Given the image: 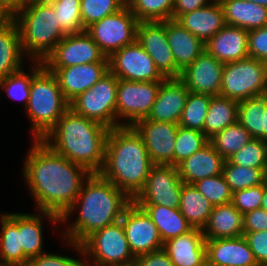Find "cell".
<instances>
[{
  "instance_id": "cell-1",
  "label": "cell",
  "mask_w": 267,
  "mask_h": 266,
  "mask_svg": "<svg viewBox=\"0 0 267 266\" xmlns=\"http://www.w3.org/2000/svg\"><path fill=\"white\" fill-rule=\"evenodd\" d=\"M31 144L22 168L29 195L36 211L51 212L61 218L92 173L57 154L41 140H32Z\"/></svg>"
},
{
  "instance_id": "cell-2",
  "label": "cell",
  "mask_w": 267,
  "mask_h": 266,
  "mask_svg": "<svg viewBox=\"0 0 267 266\" xmlns=\"http://www.w3.org/2000/svg\"><path fill=\"white\" fill-rule=\"evenodd\" d=\"M132 202L113 183L98 173H92L84 182L73 205L60 218L61 225L69 224L65 230H61L60 235L65 240L81 244L93 232L119 221ZM73 213L77 216L71 223L69 219Z\"/></svg>"
},
{
  "instance_id": "cell-3",
  "label": "cell",
  "mask_w": 267,
  "mask_h": 266,
  "mask_svg": "<svg viewBox=\"0 0 267 266\" xmlns=\"http://www.w3.org/2000/svg\"><path fill=\"white\" fill-rule=\"evenodd\" d=\"M154 166L143 138L133 126L109 130L104 163L98 174L122 190L132 201L143 190Z\"/></svg>"
},
{
  "instance_id": "cell-4",
  "label": "cell",
  "mask_w": 267,
  "mask_h": 266,
  "mask_svg": "<svg viewBox=\"0 0 267 266\" xmlns=\"http://www.w3.org/2000/svg\"><path fill=\"white\" fill-rule=\"evenodd\" d=\"M109 130L69 108L41 141L71 162L98 173L104 163Z\"/></svg>"
},
{
  "instance_id": "cell-5",
  "label": "cell",
  "mask_w": 267,
  "mask_h": 266,
  "mask_svg": "<svg viewBox=\"0 0 267 266\" xmlns=\"http://www.w3.org/2000/svg\"><path fill=\"white\" fill-rule=\"evenodd\" d=\"M11 19L17 25L22 51L31 62L44 61L66 36L47 0L23 5Z\"/></svg>"
},
{
  "instance_id": "cell-6",
  "label": "cell",
  "mask_w": 267,
  "mask_h": 266,
  "mask_svg": "<svg viewBox=\"0 0 267 266\" xmlns=\"http://www.w3.org/2000/svg\"><path fill=\"white\" fill-rule=\"evenodd\" d=\"M69 108L55 75L43 65L32 76L24 110L31 123L32 139L42 140Z\"/></svg>"
},
{
  "instance_id": "cell-7",
  "label": "cell",
  "mask_w": 267,
  "mask_h": 266,
  "mask_svg": "<svg viewBox=\"0 0 267 266\" xmlns=\"http://www.w3.org/2000/svg\"><path fill=\"white\" fill-rule=\"evenodd\" d=\"M81 246L85 266L132 264L135 259L121 220L93 232Z\"/></svg>"
},
{
  "instance_id": "cell-8",
  "label": "cell",
  "mask_w": 267,
  "mask_h": 266,
  "mask_svg": "<svg viewBox=\"0 0 267 266\" xmlns=\"http://www.w3.org/2000/svg\"><path fill=\"white\" fill-rule=\"evenodd\" d=\"M267 94V64L246 58L223 65L221 96L237 102Z\"/></svg>"
},
{
  "instance_id": "cell-9",
  "label": "cell",
  "mask_w": 267,
  "mask_h": 266,
  "mask_svg": "<svg viewBox=\"0 0 267 266\" xmlns=\"http://www.w3.org/2000/svg\"><path fill=\"white\" fill-rule=\"evenodd\" d=\"M118 78L110 71L69 103L70 109L112 129L116 127Z\"/></svg>"
},
{
  "instance_id": "cell-10",
  "label": "cell",
  "mask_w": 267,
  "mask_h": 266,
  "mask_svg": "<svg viewBox=\"0 0 267 266\" xmlns=\"http://www.w3.org/2000/svg\"><path fill=\"white\" fill-rule=\"evenodd\" d=\"M163 81H127L118 79L116 127L133 126L147 118Z\"/></svg>"
},
{
  "instance_id": "cell-11",
  "label": "cell",
  "mask_w": 267,
  "mask_h": 266,
  "mask_svg": "<svg viewBox=\"0 0 267 266\" xmlns=\"http://www.w3.org/2000/svg\"><path fill=\"white\" fill-rule=\"evenodd\" d=\"M138 24L126 4L117 12L92 23L85 31L109 58L114 52L136 41Z\"/></svg>"
},
{
  "instance_id": "cell-12",
  "label": "cell",
  "mask_w": 267,
  "mask_h": 266,
  "mask_svg": "<svg viewBox=\"0 0 267 266\" xmlns=\"http://www.w3.org/2000/svg\"><path fill=\"white\" fill-rule=\"evenodd\" d=\"M182 183L176 166L154 165L143 190L133 202L136 205L179 208Z\"/></svg>"
},
{
  "instance_id": "cell-13",
  "label": "cell",
  "mask_w": 267,
  "mask_h": 266,
  "mask_svg": "<svg viewBox=\"0 0 267 266\" xmlns=\"http://www.w3.org/2000/svg\"><path fill=\"white\" fill-rule=\"evenodd\" d=\"M108 59L109 71L118 79L142 82L166 79L137 40L114 52Z\"/></svg>"
},
{
  "instance_id": "cell-14",
  "label": "cell",
  "mask_w": 267,
  "mask_h": 266,
  "mask_svg": "<svg viewBox=\"0 0 267 266\" xmlns=\"http://www.w3.org/2000/svg\"><path fill=\"white\" fill-rule=\"evenodd\" d=\"M109 62L91 36L81 33L66 35L43 61L46 68H64L78 64Z\"/></svg>"
},
{
  "instance_id": "cell-15",
  "label": "cell",
  "mask_w": 267,
  "mask_h": 266,
  "mask_svg": "<svg viewBox=\"0 0 267 266\" xmlns=\"http://www.w3.org/2000/svg\"><path fill=\"white\" fill-rule=\"evenodd\" d=\"M133 255L139 256L163 249L156 225L146 212L132 202L120 219Z\"/></svg>"
},
{
  "instance_id": "cell-16",
  "label": "cell",
  "mask_w": 267,
  "mask_h": 266,
  "mask_svg": "<svg viewBox=\"0 0 267 266\" xmlns=\"http://www.w3.org/2000/svg\"><path fill=\"white\" fill-rule=\"evenodd\" d=\"M137 42L154 60L156 68L165 78H179L173 53L166 36V21L139 22Z\"/></svg>"
},
{
  "instance_id": "cell-17",
  "label": "cell",
  "mask_w": 267,
  "mask_h": 266,
  "mask_svg": "<svg viewBox=\"0 0 267 266\" xmlns=\"http://www.w3.org/2000/svg\"><path fill=\"white\" fill-rule=\"evenodd\" d=\"M179 124L158 122L143 118L133 127L143 138L154 165L174 166V149Z\"/></svg>"
},
{
  "instance_id": "cell-18",
  "label": "cell",
  "mask_w": 267,
  "mask_h": 266,
  "mask_svg": "<svg viewBox=\"0 0 267 266\" xmlns=\"http://www.w3.org/2000/svg\"><path fill=\"white\" fill-rule=\"evenodd\" d=\"M223 65L204 50L181 72L179 79L189 92L217 96L222 84Z\"/></svg>"
},
{
  "instance_id": "cell-19",
  "label": "cell",
  "mask_w": 267,
  "mask_h": 266,
  "mask_svg": "<svg viewBox=\"0 0 267 266\" xmlns=\"http://www.w3.org/2000/svg\"><path fill=\"white\" fill-rule=\"evenodd\" d=\"M47 69L55 75L61 92L70 103L109 72V62H94Z\"/></svg>"
},
{
  "instance_id": "cell-20",
  "label": "cell",
  "mask_w": 267,
  "mask_h": 266,
  "mask_svg": "<svg viewBox=\"0 0 267 266\" xmlns=\"http://www.w3.org/2000/svg\"><path fill=\"white\" fill-rule=\"evenodd\" d=\"M189 90L179 78H166L146 119L178 124Z\"/></svg>"
},
{
  "instance_id": "cell-21",
  "label": "cell",
  "mask_w": 267,
  "mask_h": 266,
  "mask_svg": "<svg viewBox=\"0 0 267 266\" xmlns=\"http://www.w3.org/2000/svg\"><path fill=\"white\" fill-rule=\"evenodd\" d=\"M207 263L213 266H259L244 236L205 240Z\"/></svg>"
},
{
  "instance_id": "cell-22",
  "label": "cell",
  "mask_w": 267,
  "mask_h": 266,
  "mask_svg": "<svg viewBox=\"0 0 267 266\" xmlns=\"http://www.w3.org/2000/svg\"><path fill=\"white\" fill-rule=\"evenodd\" d=\"M205 50L223 64L246 59L249 57L248 31L225 25L205 43Z\"/></svg>"
},
{
  "instance_id": "cell-23",
  "label": "cell",
  "mask_w": 267,
  "mask_h": 266,
  "mask_svg": "<svg viewBox=\"0 0 267 266\" xmlns=\"http://www.w3.org/2000/svg\"><path fill=\"white\" fill-rule=\"evenodd\" d=\"M163 250L174 266H203L207 263L203 231L193 228L190 232L163 243Z\"/></svg>"
},
{
  "instance_id": "cell-24",
  "label": "cell",
  "mask_w": 267,
  "mask_h": 266,
  "mask_svg": "<svg viewBox=\"0 0 267 266\" xmlns=\"http://www.w3.org/2000/svg\"><path fill=\"white\" fill-rule=\"evenodd\" d=\"M39 213H18V228L20 231V246L24 254L30 259L36 257L44 251L43 230L44 221L53 225H60L61 219L58 215L37 211ZM45 219V220H44ZM44 220V221H43Z\"/></svg>"
},
{
  "instance_id": "cell-25",
  "label": "cell",
  "mask_w": 267,
  "mask_h": 266,
  "mask_svg": "<svg viewBox=\"0 0 267 266\" xmlns=\"http://www.w3.org/2000/svg\"><path fill=\"white\" fill-rule=\"evenodd\" d=\"M225 161L208 143L177 166L178 174L183 183L193 184L200 179L222 174Z\"/></svg>"
},
{
  "instance_id": "cell-26",
  "label": "cell",
  "mask_w": 267,
  "mask_h": 266,
  "mask_svg": "<svg viewBox=\"0 0 267 266\" xmlns=\"http://www.w3.org/2000/svg\"><path fill=\"white\" fill-rule=\"evenodd\" d=\"M166 36L176 67L181 72L205 50V43L174 19L166 20Z\"/></svg>"
},
{
  "instance_id": "cell-27",
  "label": "cell",
  "mask_w": 267,
  "mask_h": 266,
  "mask_svg": "<svg viewBox=\"0 0 267 266\" xmlns=\"http://www.w3.org/2000/svg\"><path fill=\"white\" fill-rule=\"evenodd\" d=\"M176 21L204 43L226 25L222 6L218 0H214L205 7L182 14Z\"/></svg>"
},
{
  "instance_id": "cell-28",
  "label": "cell",
  "mask_w": 267,
  "mask_h": 266,
  "mask_svg": "<svg viewBox=\"0 0 267 266\" xmlns=\"http://www.w3.org/2000/svg\"><path fill=\"white\" fill-rule=\"evenodd\" d=\"M29 258L20 246L18 212L0 213V266H26Z\"/></svg>"
},
{
  "instance_id": "cell-29",
  "label": "cell",
  "mask_w": 267,
  "mask_h": 266,
  "mask_svg": "<svg viewBox=\"0 0 267 266\" xmlns=\"http://www.w3.org/2000/svg\"><path fill=\"white\" fill-rule=\"evenodd\" d=\"M226 25L250 31L267 26V8L247 0H218Z\"/></svg>"
},
{
  "instance_id": "cell-30",
  "label": "cell",
  "mask_w": 267,
  "mask_h": 266,
  "mask_svg": "<svg viewBox=\"0 0 267 266\" xmlns=\"http://www.w3.org/2000/svg\"><path fill=\"white\" fill-rule=\"evenodd\" d=\"M202 231L205 240L240 237L243 235V214L232 203L213 206Z\"/></svg>"
},
{
  "instance_id": "cell-31",
  "label": "cell",
  "mask_w": 267,
  "mask_h": 266,
  "mask_svg": "<svg viewBox=\"0 0 267 266\" xmlns=\"http://www.w3.org/2000/svg\"><path fill=\"white\" fill-rule=\"evenodd\" d=\"M17 25L11 20L0 23V80L26 64ZM24 62V63H23Z\"/></svg>"
},
{
  "instance_id": "cell-32",
  "label": "cell",
  "mask_w": 267,
  "mask_h": 266,
  "mask_svg": "<svg viewBox=\"0 0 267 266\" xmlns=\"http://www.w3.org/2000/svg\"><path fill=\"white\" fill-rule=\"evenodd\" d=\"M156 225L162 242L187 234L193 228L182 215L179 208L160 205H138Z\"/></svg>"
},
{
  "instance_id": "cell-33",
  "label": "cell",
  "mask_w": 267,
  "mask_h": 266,
  "mask_svg": "<svg viewBox=\"0 0 267 266\" xmlns=\"http://www.w3.org/2000/svg\"><path fill=\"white\" fill-rule=\"evenodd\" d=\"M213 205L193 184L182 183L179 210L192 228L203 230Z\"/></svg>"
},
{
  "instance_id": "cell-34",
  "label": "cell",
  "mask_w": 267,
  "mask_h": 266,
  "mask_svg": "<svg viewBox=\"0 0 267 266\" xmlns=\"http://www.w3.org/2000/svg\"><path fill=\"white\" fill-rule=\"evenodd\" d=\"M238 103L221 95L211 97L204 121V134L208 139L237 122Z\"/></svg>"
},
{
  "instance_id": "cell-35",
  "label": "cell",
  "mask_w": 267,
  "mask_h": 266,
  "mask_svg": "<svg viewBox=\"0 0 267 266\" xmlns=\"http://www.w3.org/2000/svg\"><path fill=\"white\" fill-rule=\"evenodd\" d=\"M43 66V61H32L31 67L28 68V73L24 67L17 72L8 75L0 80V93L4 90L10 99L21 101L24 109L26 108L29 96L32 76ZM30 72V73H29Z\"/></svg>"
},
{
  "instance_id": "cell-36",
  "label": "cell",
  "mask_w": 267,
  "mask_h": 266,
  "mask_svg": "<svg viewBox=\"0 0 267 266\" xmlns=\"http://www.w3.org/2000/svg\"><path fill=\"white\" fill-rule=\"evenodd\" d=\"M265 94L247 98L238 103L237 121L250 133L252 138L263 141V113Z\"/></svg>"
},
{
  "instance_id": "cell-37",
  "label": "cell",
  "mask_w": 267,
  "mask_h": 266,
  "mask_svg": "<svg viewBox=\"0 0 267 266\" xmlns=\"http://www.w3.org/2000/svg\"><path fill=\"white\" fill-rule=\"evenodd\" d=\"M251 139L250 133L237 121L211 137L209 143L227 160Z\"/></svg>"
},
{
  "instance_id": "cell-38",
  "label": "cell",
  "mask_w": 267,
  "mask_h": 266,
  "mask_svg": "<svg viewBox=\"0 0 267 266\" xmlns=\"http://www.w3.org/2000/svg\"><path fill=\"white\" fill-rule=\"evenodd\" d=\"M126 4L139 22L173 19L175 0H126Z\"/></svg>"
},
{
  "instance_id": "cell-39",
  "label": "cell",
  "mask_w": 267,
  "mask_h": 266,
  "mask_svg": "<svg viewBox=\"0 0 267 266\" xmlns=\"http://www.w3.org/2000/svg\"><path fill=\"white\" fill-rule=\"evenodd\" d=\"M53 7L59 28L66 34L85 31L81 17V0H47Z\"/></svg>"
},
{
  "instance_id": "cell-40",
  "label": "cell",
  "mask_w": 267,
  "mask_h": 266,
  "mask_svg": "<svg viewBox=\"0 0 267 266\" xmlns=\"http://www.w3.org/2000/svg\"><path fill=\"white\" fill-rule=\"evenodd\" d=\"M210 95L189 92L179 126L204 133V121L211 101Z\"/></svg>"
},
{
  "instance_id": "cell-41",
  "label": "cell",
  "mask_w": 267,
  "mask_h": 266,
  "mask_svg": "<svg viewBox=\"0 0 267 266\" xmlns=\"http://www.w3.org/2000/svg\"><path fill=\"white\" fill-rule=\"evenodd\" d=\"M267 169H256L233 165L228 160L223 167V176L232 192L255 187L265 182Z\"/></svg>"
},
{
  "instance_id": "cell-42",
  "label": "cell",
  "mask_w": 267,
  "mask_h": 266,
  "mask_svg": "<svg viewBox=\"0 0 267 266\" xmlns=\"http://www.w3.org/2000/svg\"><path fill=\"white\" fill-rule=\"evenodd\" d=\"M208 143L209 139L203 132L178 126L174 149V166L177 167Z\"/></svg>"
},
{
  "instance_id": "cell-43",
  "label": "cell",
  "mask_w": 267,
  "mask_h": 266,
  "mask_svg": "<svg viewBox=\"0 0 267 266\" xmlns=\"http://www.w3.org/2000/svg\"><path fill=\"white\" fill-rule=\"evenodd\" d=\"M233 165L267 169V145L261 139L252 138L239 151L227 159Z\"/></svg>"
},
{
  "instance_id": "cell-44",
  "label": "cell",
  "mask_w": 267,
  "mask_h": 266,
  "mask_svg": "<svg viewBox=\"0 0 267 266\" xmlns=\"http://www.w3.org/2000/svg\"><path fill=\"white\" fill-rule=\"evenodd\" d=\"M193 185L213 206L232 202L233 192L223 174L200 179Z\"/></svg>"
},
{
  "instance_id": "cell-45",
  "label": "cell",
  "mask_w": 267,
  "mask_h": 266,
  "mask_svg": "<svg viewBox=\"0 0 267 266\" xmlns=\"http://www.w3.org/2000/svg\"><path fill=\"white\" fill-rule=\"evenodd\" d=\"M126 5V0H81L83 28L111 15Z\"/></svg>"
},
{
  "instance_id": "cell-46",
  "label": "cell",
  "mask_w": 267,
  "mask_h": 266,
  "mask_svg": "<svg viewBox=\"0 0 267 266\" xmlns=\"http://www.w3.org/2000/svg\"><path fill=\"white\" fill-rule=\"evenodd\" d=\"M67 246H70V250L77 251V255L80 258L74 256H66L58 252L55 254L50 252L42 253L36 257L30 258L26 266H85L84 254L81 244L74 243L64 239Z\"/></svg>"
},
{
  "instance_id": "cell-47",
  "label": "cell",
  "mask_w": 267,
  "mask_h": 266,
  "mask_svg": "<svg viewBox=\"0 0 267 266\" xmlns=\"http://www.w3.org/2000/svg\"><path fill=\"white\" fill-rule=\"evenodd\" d=\"M264 183L255 187L233 192L232 204L243 215L261 208Z\"/></svg>"
},
{
  "instance_id": "cell-48",
  "label": "cell",
  "mask_w": 267,
  "mask_h": 266,
  "mask_svg": "<svg viewBox=\"0 0 267 266\" xmlns=\"http://www.w3.org/2000/svg\"><path fill=\"white\" fill-rule=\"evenodd\" d=\"M248 53L267 64V26L248 31Z\"/></svg>"
},
{
  "instance_id": "cell-49",
  "label": "cell",
  "mask_w": 267,
  "mask_h": 266,
  "mask_svg": "<svg viewBox=\"0 0 267 266\" xmlns=\"http://www.w3.org/2000/svg\"><path fill=\"white\" fill-rule=\"evenodd\" d=\"M259 266H267V231L243 232Z\"/></svg>"
},
{
  "instance_id": "cell-50",
  "label": "cell",
  "mask_w": 267,
  "mask_h": 266,
  "mask_svg": "<svg viewBox=\"0 0 267 266\" xmlns=\"http://www.w3.org/2000/svg\"><path fill=\"white\" fill-rule=\"evenodd\" d=\"M267 231V211L255 209L243 215V232Z\"/></svg>"
},
{
  "instance_id": "cell-51",
  "label": "cell",
  "mask_w": 267,
  "mask_h": 266,
  "mask_svg": "<svg viewBox=\"0 0 267 266\" xmlns=\"http://www.w3.org/2000/svg\"><path fill=\"white\" fill-rule=\"evenodd\" d=\"M134 266H174L163 249L136 256Z\"/></svg>"
},
{
  "instance_id": "cell-52",
  "label": "cell",
  "mask_w": 267,
  "mask_h": 266,
  "mask_svg": "<svg viewBox=\"0 0 267 266\" xmlns=\"http://www.w3.org/2000/svg\"><path fill=\"white\" fill-rule=\"evenodd\" d=\"M213 1L214 0H175L173 19L176 20L182 14L205 7Z\"/></svg>"
},
{
  "instance_id": "cell-53",
  "label": "cell",
  "mask_w": 267,
  "mask_h": 266,
  "mask_svg": "<svg viewBox=\"0 0 267 266\" xmlns=\"http://www.w3.org/2000/svg\"><path fill=\"white\" fill-rule=\"evenodd\" d=\"M0 5L13 16L23 7V3L20 0H0Z\"/></svg>"
},
{
  "instance_id": "cell-54",
  "label": "cell",
  "mask_w": 267,
  "mask_h": 266,
  "mask_svg": "<svg viewBox=\"0 0 267 266\" xmlns=\"http://www.w3.org/2000/svg\"><path fill=\"white\" fill-rule=\"evenodd\" d=\"M262 129L263 141L267 142V94H265V112L263 113Z\"/></svg>"
},
{
  "instance_id": "cell-55",
  "label": "cell",
  "mask_w": 267,
  "mask_h": 266,
  "mask_svg": "<svg viewBox=\"0 0 267 266\" xmlns=\"http://www.w3.org/2000/svg\"><path fill=\"white\" fill-rule=\"evenodd\" d=\"M12 16L0 5V23L11 20Z\"/></svg>"
},
{
  "instance_id": "cell-56",
  "label": "cell",
  "mask_w": 267,
  "mask_h": 266,
  "mask_svg": "<svg viewBox=\"0 0 267 266\" xmlns=\"http://www.w3.org/2000/svg\"><path fill=\"white\" fill-rule=\"evenodd\" d=\"M261 208H263L267 211V185H266V182H264V192H263V196H262Z\"/></svg>"
},
{
  "instance_id": "cell-57",
  "label": "cell",
  "mask_w": 267,
  "mask_h": 266,
  "mask_svg": "<svg viewBox=\"0 0 267 266\" xmlns=\"http://www.w3.org/2000/svg\"><path fill=\"white\" fill-rule=\"evenodd\" d=\"M251 2H255L256 4L262 5L267 8V0H247Z\"/></svg>"
},
{
  "instance_id": "cell-58",
  "label": "cell",
  "mask_w": 267,
  "mask_h": 266,
  "mask_svg": "<svg viewBox=\"0 0 267 266\" xmlns=\"http://www.w3.org/2000/svg\"><path fill=\"white\" fill-rule=\"evenodd\" d=\"M24 5L32 2L44 1V0H20Z\"/></svg>"
},
{
  "instance_id": "cell-59",
  "label": "cell",
  "mask_w": 267,
  "mask_h": 266,
  "mask_svg": "<svg viewBox=\"0 0 267 266\" xmlns=\"http://www.w3.org/2000/svg\"><path fill=\"white\" fill-rule=\"evenodd\" d=\"M109 266H134V264H120V265H109Z\"/></svg>"
},
{
  "instance_id": "cell-60",
  "label": "cell",
  "mask_w": 267,
  "mask_h": 266,
  "mask_svg": "<svg viewBox=\"0 0 267 266\" xmlns=\"http://www.w3.org/2000/svg\"><path fill=\"white\" fill-rule=\"evenodd\" d=\"M265 182H266V185H267V170L265 172Z\"/></svg>"
}]
</instances>
